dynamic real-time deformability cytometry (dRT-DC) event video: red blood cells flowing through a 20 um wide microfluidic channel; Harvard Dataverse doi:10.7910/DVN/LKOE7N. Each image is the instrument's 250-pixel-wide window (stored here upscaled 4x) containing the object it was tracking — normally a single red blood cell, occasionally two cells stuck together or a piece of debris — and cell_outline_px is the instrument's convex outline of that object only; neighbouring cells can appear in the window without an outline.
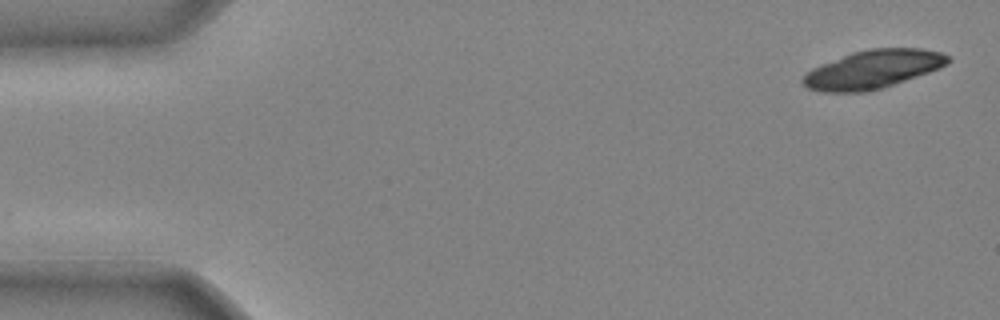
{"species": "common noctule bat (a hibernating species)", "species_latin": "Nyctalus noctula", "temperature_condition": "cold", "stored_images_in_passage": 22, "camera_frame_rate_fps": 3000, "um_per_image_px": 0.085, "animal": {"sex": "male", "body_mass_g": 20.4}, "frame": {"image": 1, "passage_image": 1, "time_ms": 0.0, "image_size_px": [1000, 320], "cell_outline_px": [[952, 60], [948, 64], [940, 68], [880, 88], [864, 92], [824, 92], [808, 88], [800, 80], [812, 68], [852, 52], [868, 48], [920, 48], [940, 52], [952, 56]], "centroid_in_image_um": [74.22, 5.88], "position_along_channel_um": 10.8, "area_um2": 32.19}}
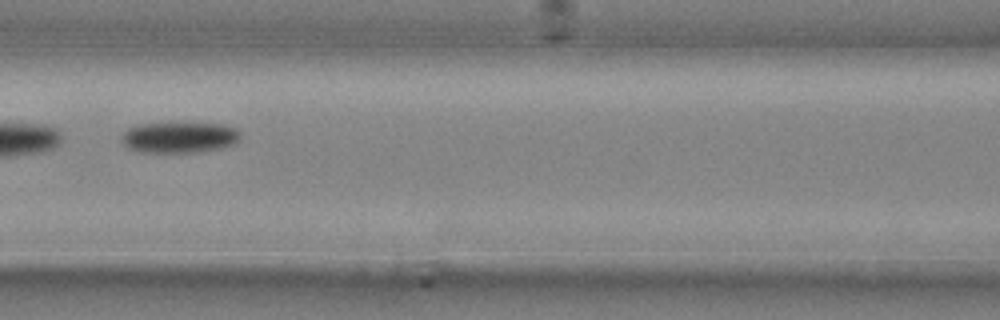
{"frame": {"image": 2, "passage_image": 19, "time_ms": 6.0, "image_size_px": [1000, 320], "cell_outline_px": [[240, 140], [236, 144], [220, 148], [200, 152], [136, 152], [128, 148], [120, 140], [120, 136], [128, 128], [136, 124], [168, 120], [172, 120], [220, 124], [236, 128], [240, 132]], "centroid_in_image_um": [15.21, 11.62], "position_along_channel_um": 151.4, "area_um2": 22.72}}